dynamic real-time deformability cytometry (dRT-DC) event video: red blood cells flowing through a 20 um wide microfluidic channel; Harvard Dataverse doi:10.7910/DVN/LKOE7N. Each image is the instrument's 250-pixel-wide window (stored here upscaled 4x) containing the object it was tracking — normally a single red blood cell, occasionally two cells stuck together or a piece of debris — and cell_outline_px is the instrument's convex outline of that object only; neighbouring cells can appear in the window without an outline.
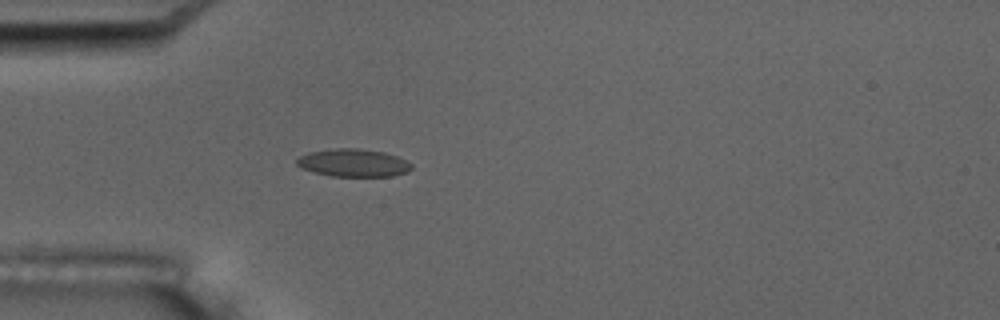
{"species": "common noctule bat (a hibernating species)", "species_latin": "Nyctalus noctula", "temperature_condition": "room temperature", "stored_images_in_passage": 4, "camera_frame_rate_fps": 3000, "um_per_image_px": 0.085, "animal": {"sex": "male", "body_mass_g": 17.5, "forearm_length_mm": 52.3}, "frame": {"image": 1, "passage_image": 4, "time_ms": 4.0, "image_size_px": [1000, 320], "cell_outline_px": [[412, 168], [408, 172], [392, 176], [332, 176], [300, 168], [296, 164], [296, 160], [300, 156], [308, 152], [336, 148], [356, 148], [384, 152], [396, 156], [412, 164]], "centroid_in_image_um": [30.02, 13.84], "position_along_channel_um": 55.0, "area_um2": 18.5}}